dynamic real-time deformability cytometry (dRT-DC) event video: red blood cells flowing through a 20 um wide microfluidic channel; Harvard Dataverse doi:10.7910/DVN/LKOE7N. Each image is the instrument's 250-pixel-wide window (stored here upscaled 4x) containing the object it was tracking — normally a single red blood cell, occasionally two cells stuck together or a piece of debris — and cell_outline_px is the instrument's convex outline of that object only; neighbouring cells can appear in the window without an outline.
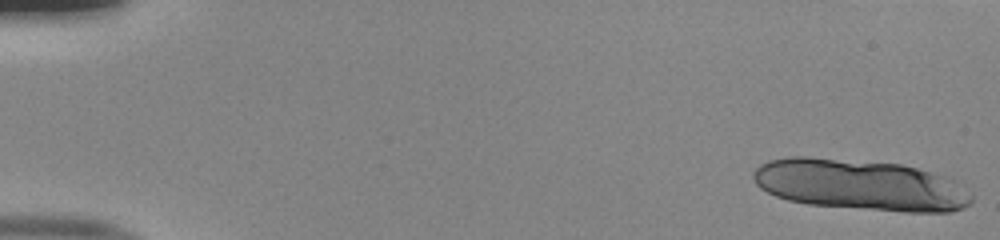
{"species": "human", "species_latin": "Homo sapiens", "temperature_condition": "room temperature", "stored_images_in_passage": 16, "camera_frame_rate_fps": 3000, "um_per_image_px": 0.085, "donor": {"sex": "male"}, "frame": {"image": 1, "passage_image": 1, "time_ms": 0.0, "image_size_px": [1000, 240], "cell_outline_px": [[972, 200], [964, 208], [948, 212], [904, 212], [808, 204], [788, 200], [776, 196], [760, 188], [756, 184], [752, 176], [752, 172], [760, 164], [768, 160], [788, 156], [804, 156], [900, 164], [916, 168], [944, 176], [952, 180], [972, 196]], "centroid_in_image_um": [73.06, 15.72], "position_along_channel_um": 11.9, "area_um2": 64.5}}